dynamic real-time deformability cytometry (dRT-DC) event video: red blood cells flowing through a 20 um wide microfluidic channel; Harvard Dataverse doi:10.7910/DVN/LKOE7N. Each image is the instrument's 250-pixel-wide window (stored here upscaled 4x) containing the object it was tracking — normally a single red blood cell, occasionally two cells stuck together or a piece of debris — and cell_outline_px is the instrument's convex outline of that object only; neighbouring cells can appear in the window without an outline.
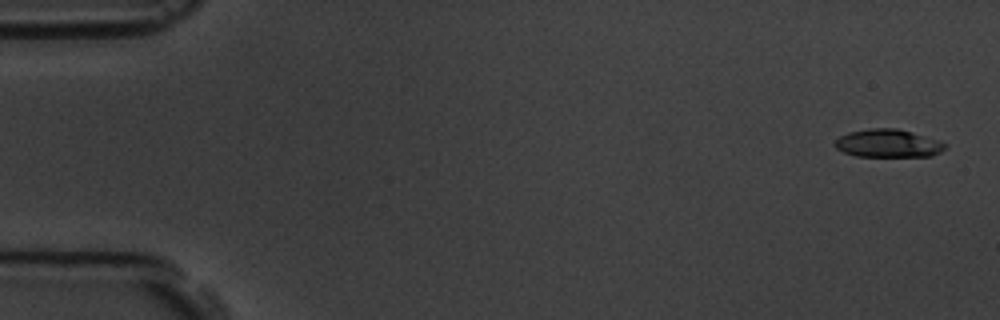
{"species": "common noctule bat (a hibernating species)", "species_latin": "Nyctalus noctula", "temperature_condition": "room temperature", "stored_images_in_passage": 5, "camera_frame_rate_fps": 3000, "um_per_image_px": 0.085, "animal": {"sex": "male", "body_mass_g": 19.5, "forearm_length_mm": 54.6}, "frame": {"image": 1, "passage_image": 1, "time_ms": 0.0, "image_size_px": [1000, 320], "cell_outline_px": [[948, 144], [940, 152], [932, 156], [856, 156], [844, 152], [836, 148], [832, 144], [840, 136], [848, 132], [868, 128], [896, 128], [912, 132]], "centroid_in_image_um": [75.45, 12.18], "position_along_channel_um": 9.6, "area_um2": 17.92}}
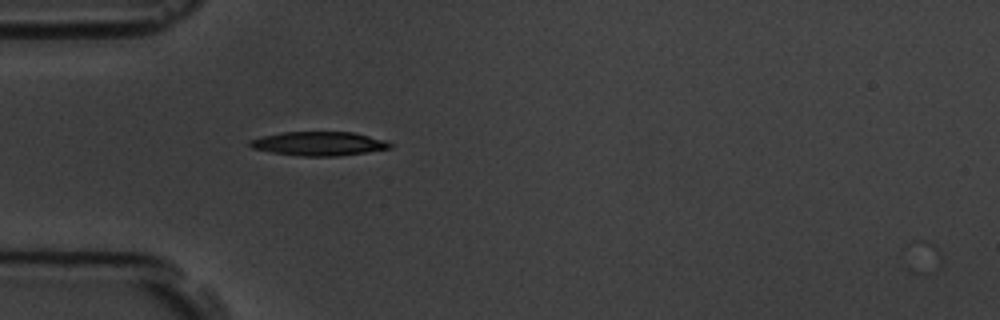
{"frame": {"image": 2, "passage_image": 5, "time_ms": 5.0, "image_size_px": [1000, 320], "cell_outline_px": [[392, 148], [340, 156], [300, 156], [272, 152], [252, 148], [248, 144], [248, 140], [260, 136], [284, 132], [352, 132], [388, 140], [392, 144]], "centroid_in_image_um": [27.11, 12.21], "position_along_channel_um": 57.9, "area_um2": 19.71}}